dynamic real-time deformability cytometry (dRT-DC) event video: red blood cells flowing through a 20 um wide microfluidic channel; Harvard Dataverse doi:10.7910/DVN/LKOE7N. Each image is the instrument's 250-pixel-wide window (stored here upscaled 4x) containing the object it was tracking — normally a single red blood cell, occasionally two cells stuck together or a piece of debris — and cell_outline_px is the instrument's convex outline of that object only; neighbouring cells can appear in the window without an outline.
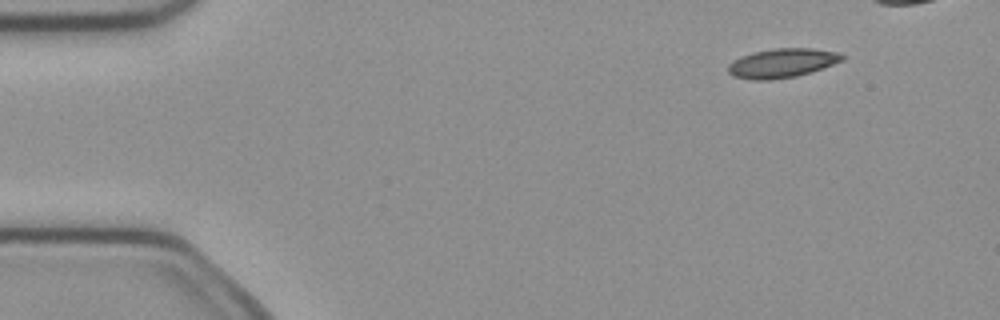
{"species": "common noctule bat (a hibernating species)", "species_latin": "Nyctalus noctula", "temperature_condition": "cold", "stored_images_in_passage": 7, "camera_frame_rate_fps": 3000, "um_per_image_px": 0.085, "animal": {"sex": "female", "body_mass_g": 21.9}, "frame": {"image": 1, "passage_image": 2, "time_ms": 0.333, "image_size_px": [1000, 320], "cell_outline_px": [[848, 56], [844, 60], [824, 68], [796, 76], [772, 80], [752, 80], [732, 76], [728, 72], [728, 64], [740, 56], [752, 52], [772, 48], [812, 48], [840, 52]], "centroid_in_image_um": [66.51, 5.35], "position_along_channel_um": 18.5, "area_um2": 19.77}}
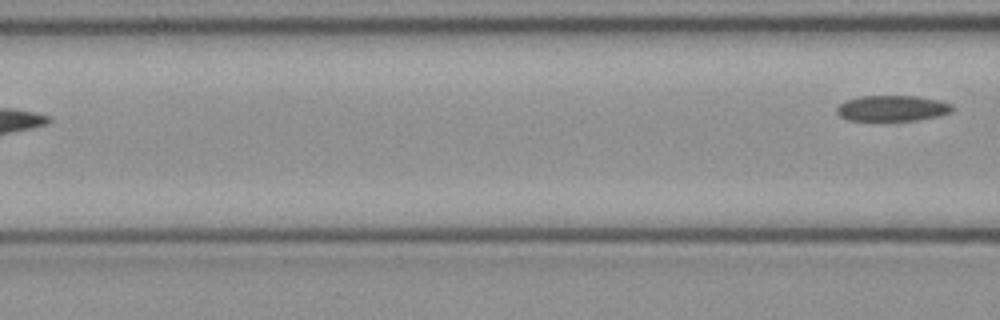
{"frame": {"image": 2, "passage_image": 7, "time_ms": 2.0, "image_size_px": [1000, 320], "cell_outline_px": [[956, 108], [952, 112], [940, 116], [916, 120], [848, 120], [840, 116], [836, 112], [836, 108], [844, 100], [860, 96], [916, 96], [940, 100], [952, 104]], "centroid_in_image_um": [75.88, 9.2], "position_along_channel_um": 90.7, "area_um2": 17.51}}